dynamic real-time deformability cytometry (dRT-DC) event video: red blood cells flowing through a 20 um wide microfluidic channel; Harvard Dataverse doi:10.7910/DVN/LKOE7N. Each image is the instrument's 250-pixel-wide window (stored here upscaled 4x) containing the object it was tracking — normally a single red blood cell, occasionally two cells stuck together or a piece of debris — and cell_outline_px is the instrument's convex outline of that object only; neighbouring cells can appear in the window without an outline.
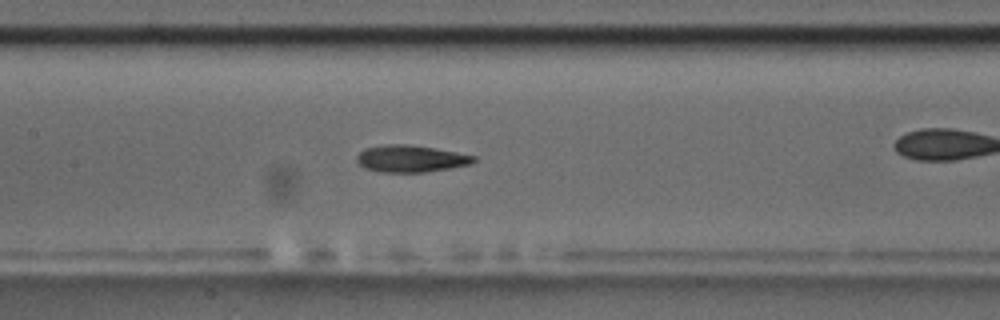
{"species": "common noctule bat (a hibernating species)", "species_latin": "Nyctalus noctula", "temperature_condition": "room temperature", "stored_images_in_passage": 46, "camera_frame_rate_fps": 3000, "um_per_image_px": 0.085, "animal": {"sex": "male", "body_mass_g": 17.5, "forearm_length_mm": 52.3}, "frame": {"image": 1, "passage_image": 27, "time_ms": 8.667, "image_size_px": [1000, 320], "cell_outline_px": [[476, 160], [468, 164], [448, 168], [424, 172], [380, 172], [364, 168], [356, 160], [356, 156], [364, 148], [384, 144], [408, 144], [436, 148], [476, 156]], "centroid_in_image_um": [34.87, 13.47], "position_along_channel_um": 172.5, "area_um2": 18.32}}
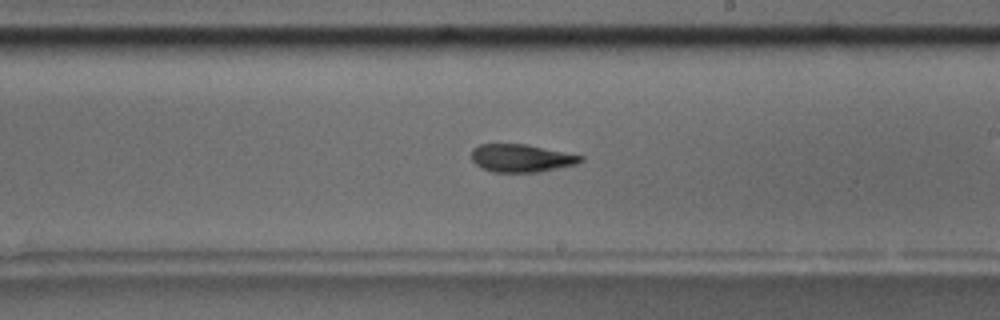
{"frame": {"image": 2, "passage_image": 33, "time_ms": 10.667, "image_size_px": [1000, 320], "cell_outline_px": [[584, 160], [576, 164], [540, 172], [492, 172], [480, 168], [472, 160], [472, 148], [480, 144], [524, 144], [584, 156]], "centroid_in_image_um": [44.29, 13.45], "position_along_channel_um": 244.7, "area_um2": 17.69}}